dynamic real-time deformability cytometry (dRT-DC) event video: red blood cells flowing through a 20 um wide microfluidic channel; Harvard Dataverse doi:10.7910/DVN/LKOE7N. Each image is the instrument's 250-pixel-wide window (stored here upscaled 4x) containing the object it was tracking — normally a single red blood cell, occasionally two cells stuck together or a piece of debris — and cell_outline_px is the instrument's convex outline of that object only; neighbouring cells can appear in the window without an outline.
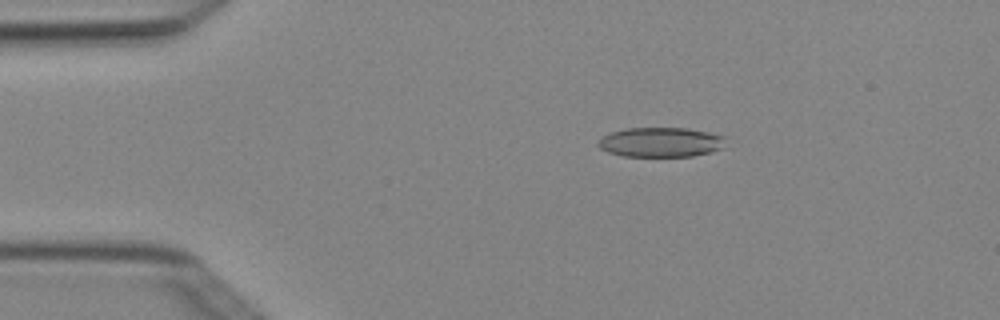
{"species": "Egyptian fruit bat (a non-hibernating species)", "species_latin": "Rousettus aegyptiacus", "temperature_condition": "cold", "stored_images_in_passage": 4, "camera_frame_rate_fps": 3000, "um_per_image_px": 0.085, "animal": {"sex": "female"}, "frame": {"image": 1, "passage_image": 3, "time_ms": 0.667, "image_size_px": [1000, 320], "cell_outline_px": [[732, 148], [692, 156], [620, 156], [608, 152], [600, 148], [596, 144], [600, 136], [612, 132], [628, 128], [688, 128], [708, 132], [724, 136]], "centroid_in_image_um": [56.25, 12.09], "position_along_channel_um": 28.7, "area_um2": 22.66}}